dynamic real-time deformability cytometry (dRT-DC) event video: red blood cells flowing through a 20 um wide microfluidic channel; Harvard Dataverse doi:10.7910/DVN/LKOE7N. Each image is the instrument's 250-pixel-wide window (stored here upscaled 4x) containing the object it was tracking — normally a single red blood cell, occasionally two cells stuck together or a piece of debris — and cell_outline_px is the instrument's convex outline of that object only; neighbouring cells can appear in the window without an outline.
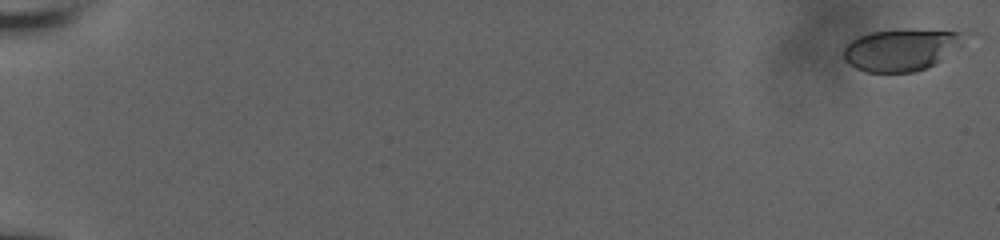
{"species": "human", "species_latin": "Homo sapiens", "temperature_condition": "room temperature", "stored_images_in_passage": 50, "camera_frame_rate_fps": 3000, "um_per_image_px": 0.085, "donor": {"sex": "male"}, "frame": {"image": 1, "passage_image": 1, "time_ms": 0.0, "image_size_px": [1000, 240], "cell_outline_px": [[968, 36], [964, 44], [936, 64], [928, 68], [916, 72], [864, 72], [848, 64], [844, 60], [844, 48], [852, 40], [860, 36], [872, 32], [900, 28], [908, 28], [960, 32]], "centroid_in_image_um": [76.64, 4.22], "position_along_channel_um": 8.4, "area_um2": 30.06}}
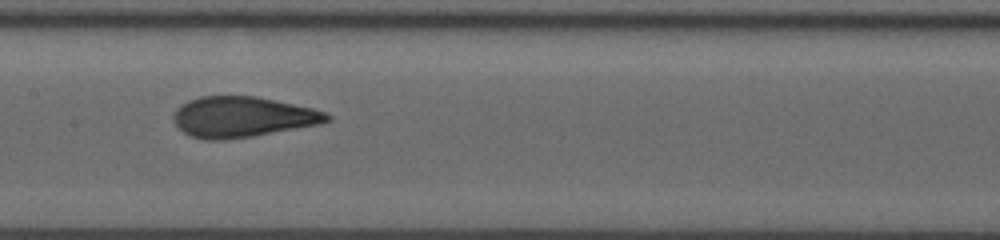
{"frame": {"image": 2, "passage_image": 28, "time_ms": 10.667, "image_size_px": [1000, 240], "cell_outline_px": [[332, 120], [320, 124], [252, 136], [224, 140], [204, 140], [192, 136], [184, 132], [176, 124], [172, 116], [176, 108], [180, 104], [188, 100], [200, 96], [256, 96], [312, 108], [324, 112], [332, 116]], "centroid_in_image_um": [20.59, 9.94], "position_along_channel_um": 186.8, "area_um2": 36.24}}
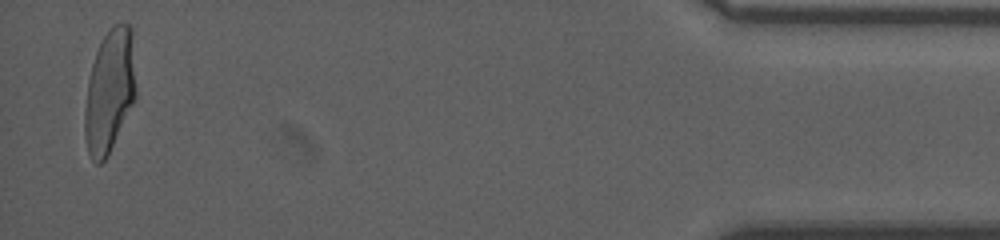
{"frame": {"image": 3, "passage_image": 50, "time_ms": 19.0, "image_size_px": [1000, 240], "cell_outline_px": [[136, 96], [108, 156], [100, 164], [96, 164], [92, 160], [88, 152], [84, 136], [84, 108], [88, 80], [92, 64], [96, 52], [104, 36], [116, 24], [128, 24], [132, 28], [136, 88]], "centroid_in_image_um": [9.31, 7.78], "position_along_channel_um": 425.9, "area_um2": 36.7}, "authors_computed_cell_mechanics": {"area_um2": 35.4314, "velocity_mm_per_s": 3.769, "shape_relaxation_time_tau1_ms": 5.4112, "shape_relaxation_time_tau2_ms": 0.7545, "deformation_change_tau1": 0.2159, "deformation_change_tau2": 0.0551}}